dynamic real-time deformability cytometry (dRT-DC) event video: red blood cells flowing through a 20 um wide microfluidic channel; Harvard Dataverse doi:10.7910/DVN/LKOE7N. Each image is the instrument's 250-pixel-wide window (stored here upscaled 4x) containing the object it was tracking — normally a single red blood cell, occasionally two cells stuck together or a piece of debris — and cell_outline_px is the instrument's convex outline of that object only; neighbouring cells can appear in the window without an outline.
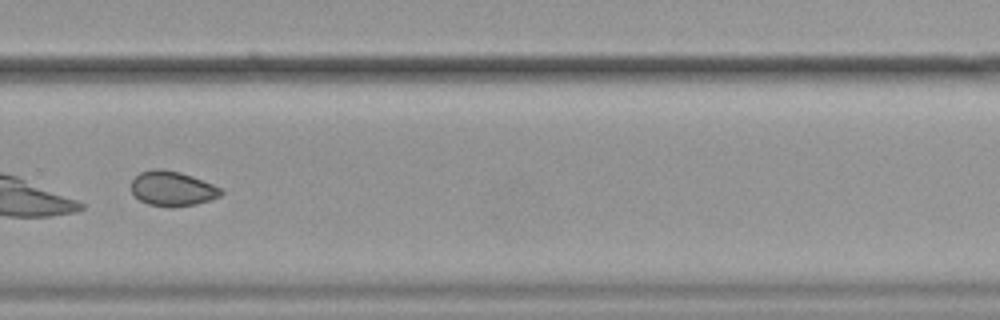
{"species": "common noctule bat (a hibernating species)", "species_latin": "Nyctalus noctula", "temperature_condition": "cold", "stored_images_in_passage": 46, "camera_frame_rate_fps": 3000, "um_per_image_px": 0.085, "animal": {"sex": "female", "body_mass_g": 19.9}, "frame": {"image": 1, "passage_image": 33, "time_ms": 10.667, "image_size_px": [1000, 320], "cell_outline_px": [[224, 192], [220, 196], [196, 204], [172, 208], [168, 208], [148, 204], [140, 200], [132, 192], [132, 180], [140, 172], [156, 168], [160, 168], [180, 172], [192, 176], [212, 184], [220, 188]], "centroid_in_image_um": [14.64, 16.04], "position_along_channel_um": 315.2, "area_um2": 18.21}, "authors_computed_cell_mechanics": {"area_um2": 18.4382, "velocity_mm_per_s": 3.5461, "shape_relaxation_time_tau1_ms": 7.0468, "shape_relaxation_time_tau2_ms": 7.5586, "deformation_change_tau1": 0.0513, "deformation_change_tau2": 0.0804}}